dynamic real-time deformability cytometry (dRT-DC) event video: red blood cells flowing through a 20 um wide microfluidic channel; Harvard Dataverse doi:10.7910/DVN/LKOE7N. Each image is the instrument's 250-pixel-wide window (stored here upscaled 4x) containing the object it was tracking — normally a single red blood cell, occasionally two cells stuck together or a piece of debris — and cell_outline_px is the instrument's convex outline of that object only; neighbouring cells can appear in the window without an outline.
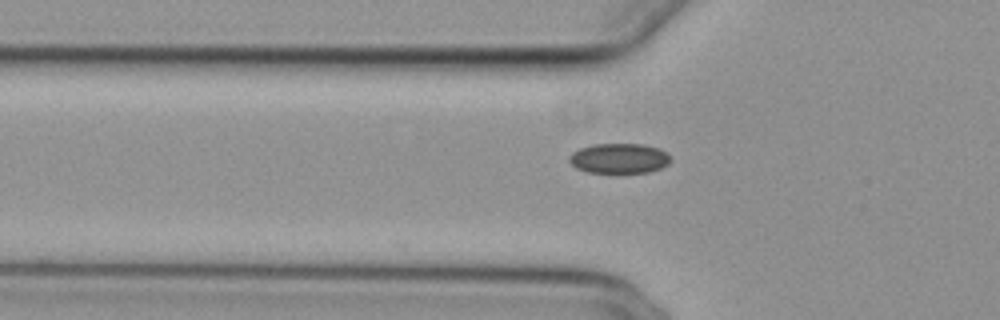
{"species": "common noctule bat (a hibernating species)", "species_latin": "Nyctalus noctula", "temperature_condition": "cold", "stored_images_in_passage": 35, "camera_frame_rate_fps": 3000, "um_per_image_px": 0.085, "animal": {"sex": "female", "body_mass_g": 29.2, "forearm_length_mm": 56.3}, "frame": {"image": 1, "passage_image": 3, "time_ms": 0.667, "image_size_px": [1000, 320], "cell_outline_px": [[672, 160], [668, 164], [660, 168], [648, 172], [588, 172], [576, 168], [568, 160], [568, 156], [572, 152], [580, 148], [592, 144], [644, 144], [660, 148], [668, 152]], "centroid_in_image_um": [52.65, 13.44], "position_along_channel_um": 73.2, "area_um2": 17.86}}
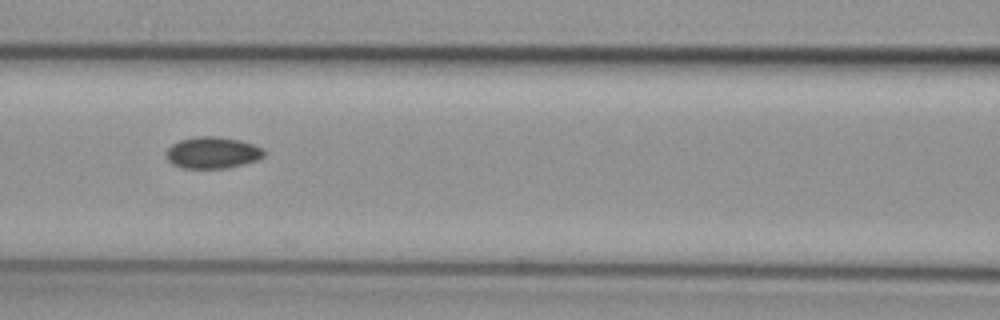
{"frame": {"image": 2, "passage_image": 9, "time_ms": 2.667, "image_size_px": [1000, 320], "cell_outline_px": [[264, 156], [256, 160], [244, 164], [228, 168], [180, 168], [172, 164], [168, 160], [164, 152], [172, 144], [180, 140], [196, 136], [220, 136], [240, 140], [264, 148]], "centroid_in_image_um": [18.04, 12.97], "position_along_channel_um": 148.6, "area_um2": 18.21}}
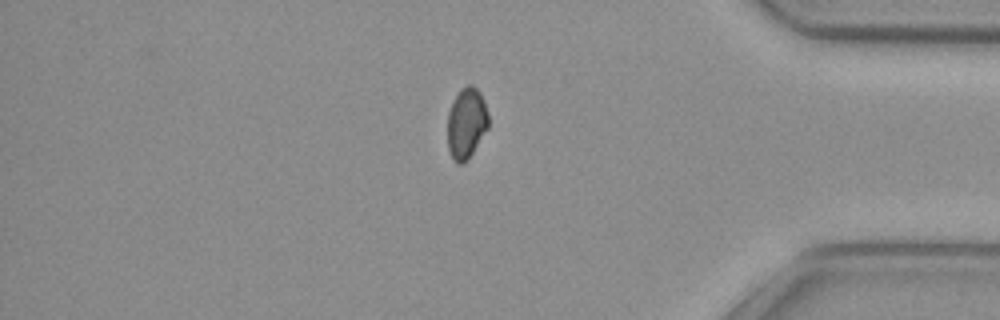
{"frame": {"image": 3, "passage_image": 31, "time_ms": 10.0, "image_size_px": [1000, 320], "cell_outline_px": [[488, 128], [468, 160], [460, 164], [456, 164], [448, 148], [448, 112], [456, 96], [468, 84], [472, 84], [480, 92], [484, 100], [488, 112]], "centroid_in_image_um": [39.66, 10.49], "position_along_channel_um": 395.5, "area_um2": 16.76}}